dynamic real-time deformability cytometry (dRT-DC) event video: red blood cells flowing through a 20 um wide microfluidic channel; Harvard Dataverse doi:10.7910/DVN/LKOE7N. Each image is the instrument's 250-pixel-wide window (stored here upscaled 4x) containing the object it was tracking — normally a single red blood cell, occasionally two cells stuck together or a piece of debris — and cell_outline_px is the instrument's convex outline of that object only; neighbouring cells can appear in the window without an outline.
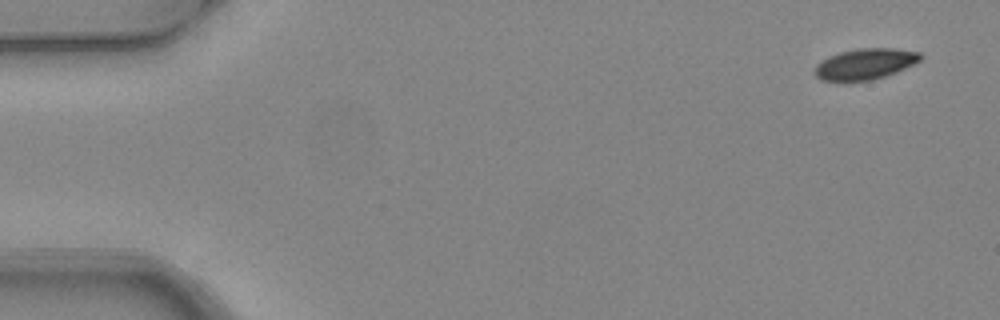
{"species": "common noctule bat (a hibernating species)", "species_latin": "Nyctalus noctula", "temperature_condition": "warm", "stored_images_in_passage": 6, "camera_frame_rate_fps": 3000, "um_per_image_px": 0.085, "animal": {"sex": "female", "body_mass_g": 24.6, "forearm_length_mm": 56.2}, "frame": {"image": 1, "passage_image": 1, "time_ms": 0.0, "image_size_px": [1000, 320], "cell_outline_px": [[924, 56], [920, 60], [896, 72], [872, 80], [820, 80], [812, 72], [816, 64], [820, 60], [828, 56], [840, 52], [856, 48], [896, 48], [920, 52]], "centroid_in_image_um": [73.51, 5.42], "position_along_channel_um": 11.5, "area_um2": 19.07}}
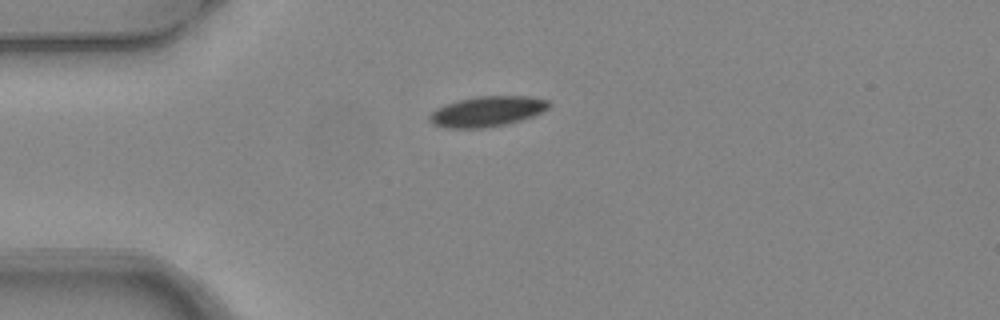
{"frame": {"image": 2, "passage_image": 4, "time_ms": 1.0, "image_size_px": [1000, 320], "cell_outline_px": [[552, 104], [548, 108], [532, 116], [520, 120], [504, 124], [484, 128], [444, 128], [432, 124], [428, 120], [428, 116], [436, 108], [460, 100], [476, 96], [528, 96], [552, 100]], "centroid_in_image_um": [41.41, 9.47], "position_along_channel_um": 43.6, "area_um2": 21.1}}
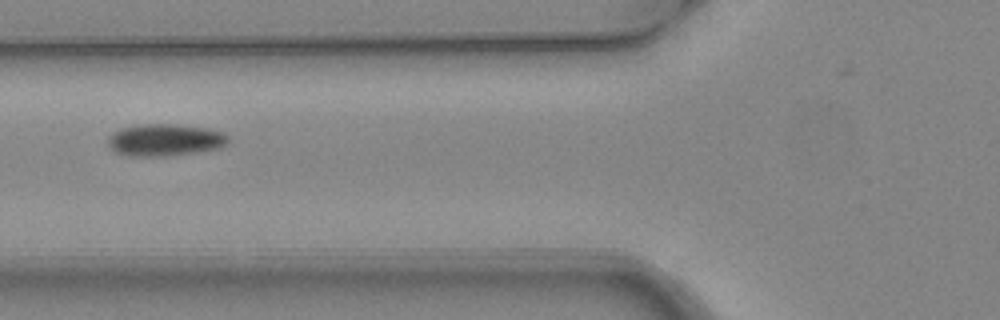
{"frame": {"image": 3, "passage_image": 6, "time_ms": 1.667, "image_size_px": [1000, 320], "cell_outline_px": [[228, 144], [220, 148], [200, 152], [164, 156], [128, 156], [116, 152], [108, 144], [108, 136], [112, 132], [120, 128], [144, 124], [172, 124], [208, 128], [220, 132], [228, 136]], "centroid_in_image_um": [14.02, 11.9], "position_along_channel_um": 111.8, "area_um2": 22.54}}